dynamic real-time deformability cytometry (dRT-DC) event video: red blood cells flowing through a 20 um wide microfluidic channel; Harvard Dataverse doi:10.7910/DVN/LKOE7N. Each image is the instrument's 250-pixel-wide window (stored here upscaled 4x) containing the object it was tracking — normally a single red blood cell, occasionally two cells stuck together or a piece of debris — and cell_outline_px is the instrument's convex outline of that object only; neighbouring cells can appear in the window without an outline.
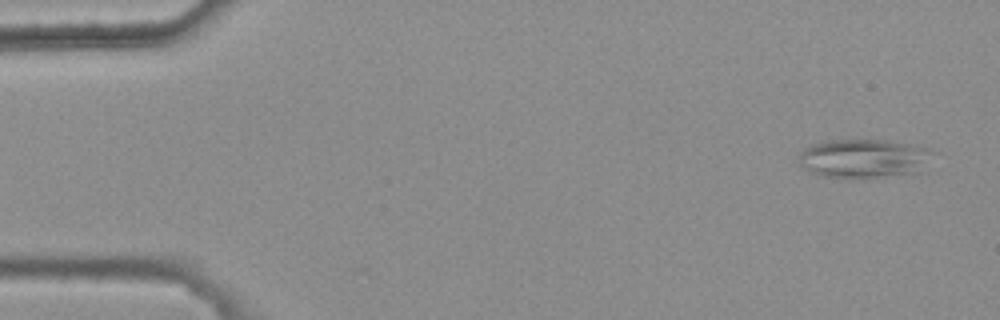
{"species": "common noctule bat (a hibernating species)", "species_latin": "Nyctalus noctula", "temperature_condition": "warm", "stored_images_in_passage": 4, "camera_frame_rate_fps": 3000, "um_per_image_px": 0.085, "animal": {"sex": "female", "body_mass_g": 25.1}, "frame": {"image": 1, "passage_image": 1, "time_ms": 0.0, "image_size_px": [1000, 320], "cell_outline_px": [[936, 152], [920, 172], [864, 180], [844, 180], [824, 176], [812, 172], [804, 168], [800, 164], [800, 152], [804, 148], [812, 144], [828, 140], [884, 140], [912, 144], [928, 148]], "centroid_in_image_um": [73.46, 13.51], "position_along_channel_um": 11.5, "area_um2": 31.27}}